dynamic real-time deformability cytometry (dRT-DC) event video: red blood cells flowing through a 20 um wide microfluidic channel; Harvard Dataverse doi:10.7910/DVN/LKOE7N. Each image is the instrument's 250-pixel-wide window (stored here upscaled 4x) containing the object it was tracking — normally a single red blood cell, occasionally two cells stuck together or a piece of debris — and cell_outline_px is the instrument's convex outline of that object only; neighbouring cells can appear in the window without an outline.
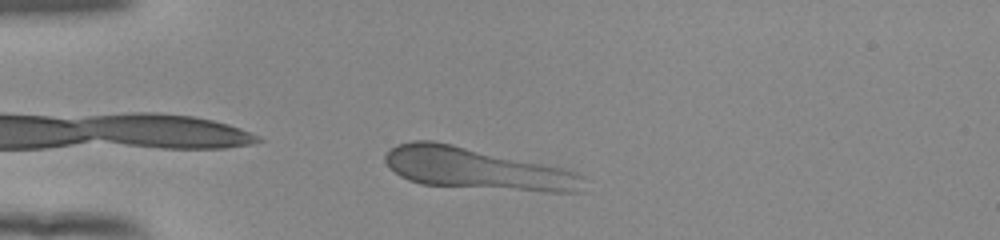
{"species": "human", "species_latin": "Homo sapiens", "temperature_condition": "room temperature", "stored_images_in_passage": 41, "camera_frame_rate_fps": 3000, "um_per_image_px": 0.085, "donor": {"sex": "female"}, "frame": {"image": 1, "passage_image": 2, "time_ms": 0.333, "image_size_px": [1000, 240], "cell_outline_px": [[584, 192], [548, 192], [420, 184], [408, 180], [400, 176], [384, 160], [384, 156], [388, 148], [396, 144], [412, 140], [432, 140], [452, 144], [560, 168], [584, 176]], "centroid_in_image_um": [40.47, 14.34], "position_along_channel_um": 44.5, "area_um2": 47.74}}
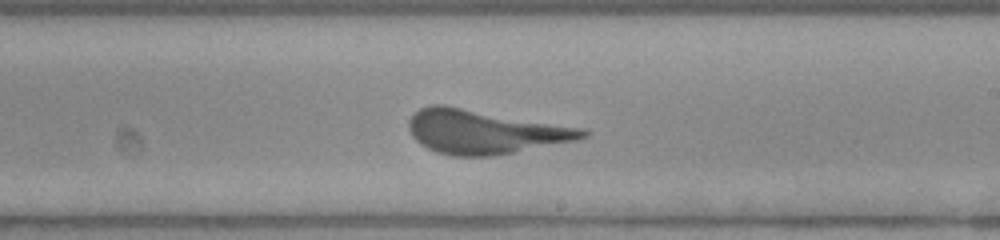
{"frame": {"image": 2, "passage_image": 20, "time_ms": 6.333, "image_size_px": [1000, 240], "cell_outline_px": [[588, 136], [576, 140], [492, 156], [452, 156], [436, 152], [420, 144], [412, 136], [408, 128], [408, 120], [420, 108], [432, 104], [444, 104], [584, 128], [588, 132]], "centroid_in_image_um": [41.16, 11.19], "position_along_channel_um": 247.8, "area_um2": 44.51}}
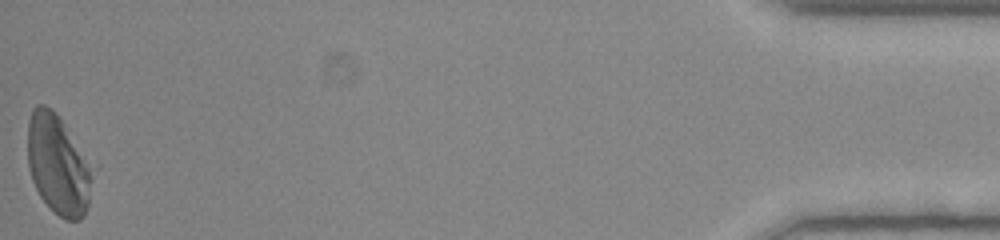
{"frame": {"image": 3, "passage_image": 41, "time_ms": 13.333, "image_size_px": [1000, 240], "cell_outline_px": [[92, 168], [88, 204], [84, 216], [80, 220], [64, 220], [40, 196], [32, 180], [28, 168], [28, 120], [32, 108], [36, 104], [44, 104], [64, 124]], "centroid_in_image_um": [4.9, 14.02], "position_along_channel_um": 430.3, "area_um2": 36.76}}